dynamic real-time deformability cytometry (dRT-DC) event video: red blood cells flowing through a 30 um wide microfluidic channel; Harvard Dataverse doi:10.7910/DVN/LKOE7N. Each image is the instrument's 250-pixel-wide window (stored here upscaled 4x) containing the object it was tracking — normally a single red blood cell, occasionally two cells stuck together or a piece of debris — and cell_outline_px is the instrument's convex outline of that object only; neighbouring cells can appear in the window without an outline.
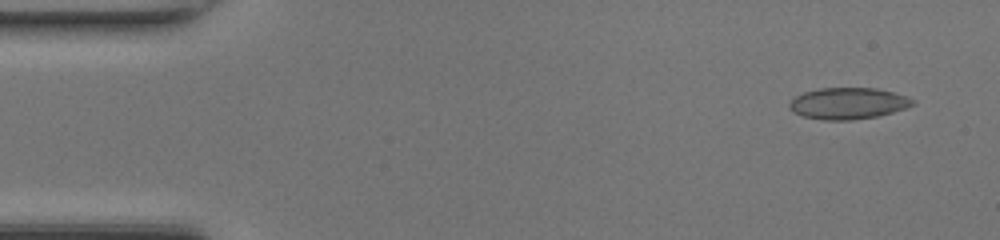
{"species": "common noctule bat (a hibernating species)", "species_latin": "Nyctalus noctula", "temperature_condition": "room temperature", "stored_images_in_passage": 48, "camera_frame_rate_fps": 3000, "um_per_image_px": 0.085, "animal": {"sex": "female", "body_mass_g": 17.0, "forearm_length_mm": 48.0}, "frame": {"image": 1, "passage_image": 3, "time_ms": 0.667, "image_size_px": [1000, 240], "cell_outline_px": [[916, 104], [892, 112], [876, 116], [852, 120], [824, 120], [804, 116], [788, 108], [788, 104], [796, 96], [804, 92], [820, 88], [876, 88], [908, 96], [916, 100]], "centroid_in_image_um": [72.11, 8.78], "position_along_channel_um": 12.9, "area_um2": 22.48}}
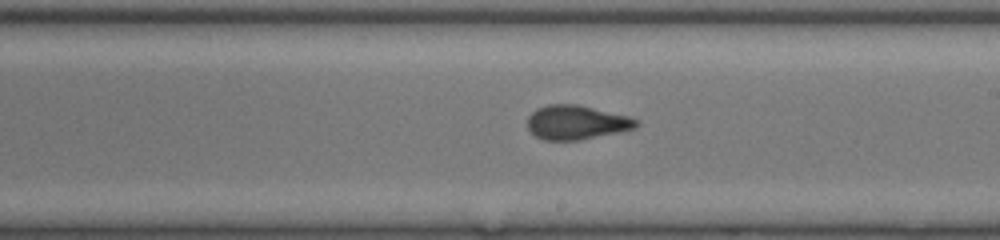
{"frame": {"image": 2, "passage_image": 27, "time_ms": 8.667, "image_size_px": [1000, 240], "cell_outline_px": [[640, 124], [636, 128], [580, 140], [544, 140], [536, 136], [528, 128], [528, 116], [536, 108], [548, 104], [576, 104], [628, 116], [640, 120]], "centroid_in_image_um": [49.0, 10.4], "position_along_channel_um": 240.0, "area_um2": 21.62}}
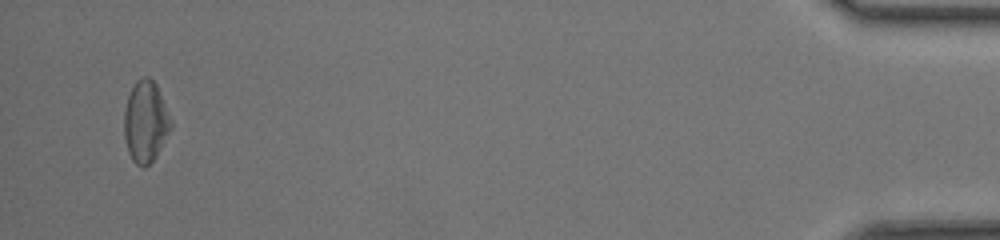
{"frame": {"image": 3, "passage_image": 46, "time_ms": 15.0, "image_size_px": [1000, 240], "cell_outline_px": [[172, 124], [156, 156], [144, 168], [140, 168], [132, 160], [128, 152], [124, 136], [124, 108], [128, 96], [136, 80], [140, 76], [148, 76], [156, 84], [172, 120]], "centroid_in_image_um": [12.35, 10.33], "position_along_channel_um": 422.8, "area_um2": 22.14}, "authors_computed_cell_mechanics": {"area_um2": 21.6172, "velocity_mm_per_s": 4.317, "shape_relaxation_time_tau1_ms": 2.8838, "shape_relaxation_time_tau2_ms": 1.2472, "deformation_change_tau1": 0.1047, "deformation_change_tau2": 0.077}}